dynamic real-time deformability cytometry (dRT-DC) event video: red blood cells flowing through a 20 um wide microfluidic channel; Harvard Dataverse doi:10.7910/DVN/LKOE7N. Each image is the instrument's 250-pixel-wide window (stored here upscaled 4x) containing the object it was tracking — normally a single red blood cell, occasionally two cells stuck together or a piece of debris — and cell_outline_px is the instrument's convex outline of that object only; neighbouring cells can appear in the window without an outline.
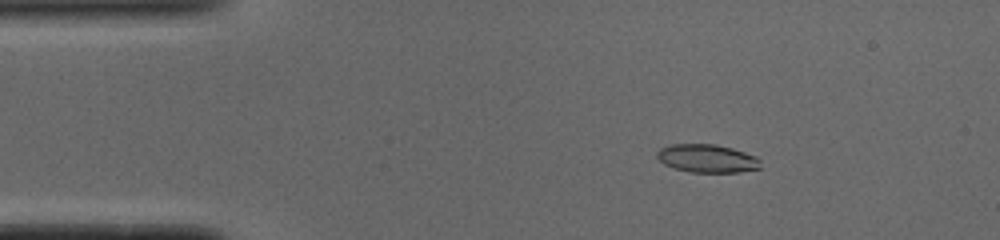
{"species": "common noctule bat (a hibernating species)", "species_latin": "Nyctalus noctula", "temperature_condition": "cold", "stored_images_in_passage": 51, "camera_frame_rate_fps": 3000, "um_per_image_px": 0.085, "animal": {"sex": "male", "body_mass_g": 19.0, "forearm_length_mm": 50.8}, "frame": {"image": 1, "passage_image": 8, "time_ms": 2.333, "image_size_px": [1000, 240], "cell_outline_px": [[760, 168], [740, 172], [692, 172], [676, 168], [664, 164], [656, 156], [656, 152], [660, 148], [668, 144], [716, 144], [732, 148], [756, 156], [760, 160]], "centroid_in_image_um": [60.1, 13.45], "position_along_channel_um": 24.9, "area_um2": 16.99}}
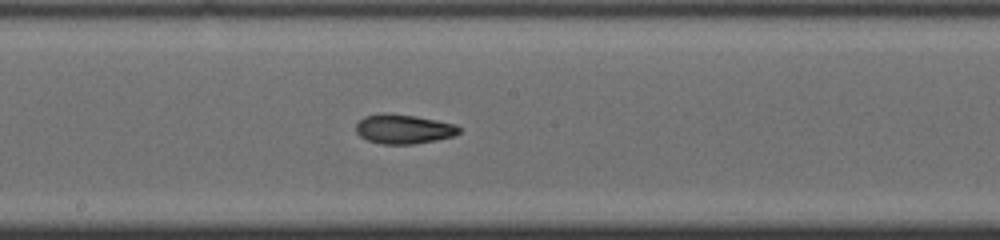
{"frame": {"image": 2, "passage_image": 27, "time_ms": 8.667, "image_size_px": [1000, 240], "cell_outline_px": [[460, 132], [452, 136], [436, 140], [416, 144], [380, 144], [368, 140], [360, 136], [356, 132], [356, 124], [364, 116], [384, 112], [416, 116], [456, 124], [460, 128]], "centroid_in_image_um": [34.29, 10.96], "position_along_channel_um": 213.9, "area_um2": 17.74}}
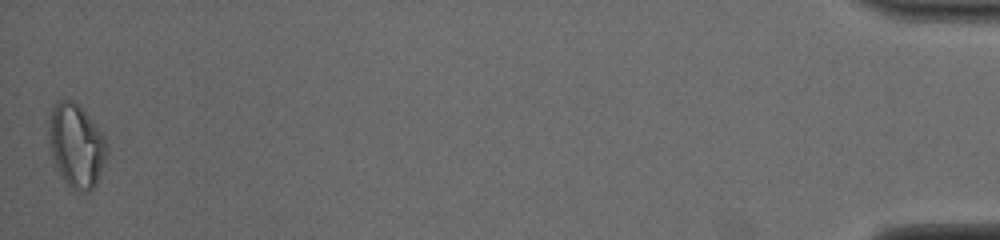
{"frame": {"image": 3, "passage_image": 51, "time_ms": 16.667, "image_size_px": [1000, 240], "cell_outline_px": [[104, 160], [96, 184], [88, 192], [72, 188], [64, 180], [52, 156], [48, 140], [48, 124], [52, 108], [60, 100], [72, 100], [80, 108], [104, 136]], "centroid_in_image_um": [6.43, 12.37], "position_along_channel_um": 428.8, "area_um2": 27.05}, "authors_computed_cell_mechanics": {"area_um2": 17.5712, "velocity_mm_per_s": 3.9062, "shape_relaxation_time_tau1_ms": 9.4049, "shape_relaxation_time_tau2_ms": 5.2757, "deformation_change_tau1": 0.2775, "deformation_change_tau2": 0.1177}}